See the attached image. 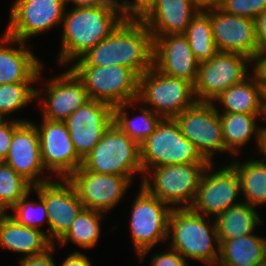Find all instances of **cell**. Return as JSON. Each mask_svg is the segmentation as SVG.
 I'll use <instances>...</instances> for the list:
<instances>
[{
    "label": "cell",
    "instance_id": "9a60e30c",
    "mask_svg": "<svg viewBox=\"0 0 266 266\" xmlns=\"http://www.w3.org/2000/svg\"><path fill=\"white\" fill-rule=\"evenodd\" d=\"M43 89L36 88V100L42 107V118L64 122L90 97L83 82L70 69L66 68L54 78L47 79ZM43 96V97H42Z\"/></svg>",
    "mask_w": 266,
    "mask_h": 266
},
{
    "label": "cell",
    "instance_id": "7a4b0ae2",
    "mask_svg": "<svg viewBox=\"0 0 266 266\" xmlns=\"http://www.w3.org/2000/svg\"><path fill=\"white\" fill-rule=\"evenodd\" d=\"M118 1L112 0L108 5L65 10L58 64L67 66L75 62L119 26L124 19Z\"/></svg>",
    "mask_w": 266,
    "mask_h": 266
},
{
    "label": "cell",
    "instance_id": "7c38bea8",
    "mask_svg": "<svg viewBox=\"0 0 266 266\" xmlns=\"http://www.w3.org/2000/svg\"><path fill=\"white\" fill-rule=\"evenodd\" d=\"M12 4L4 32L22 42L62 25L66 10L64 0H15Z\"/></svg>",
    "mask_w": 266,
    "mask_h": 266
},
{
    "label": "cell",
    "instance_id": "d6986e66",
    "mask_svg": "<svg viewBox=\"0 0 266 266\" xmlns=\"http://www.w3.org/2000/svg\"><path fill=\"white\" fill-rule=\"evenodd\" d=\"M77 155L83 160L113 122V107L90 99L65 121Z\"/></svg>",
    "mask_w": 266,
    "mask_h": 266
},
{
    "label": "cell",
    "instance_id": "b9f144b4",
    "mask_svg": "<svg viewBox=\"0 0 266 266\" xmlns=\"http://www.w3.org/2000/svg\"><path fill=\"white\" fill-rule=\"evenodd\" d=\"M255 29L259 50H266V10L255 18Z\"/></svg>",
    "mask_w": 266,
    "mask_h": 266
},
{
    "label": "cell",
    "instance_id": "7dc6e473",
    "mask_svg": "<svg viewBox=\"0 0 266 266\" xmlns=\"http://www.w3.org/2000/svg\"><path fill=\"white\" fill-rule=\"evenodd\" d=\"M256 266H266V257L261 262H259Z\"/></svg>",
    "mask_w": 266,
    "mask_h": 266
},
{
    "label": "cell",
    "instance_id": "1f68e13d",
    "mask_svg": "<svg viewBox=\"0 0 266 266\" xmlns=\"http://www.w3.org/2000/svg\"><path fill=\"white\" fill-rule=\"evenodd\" d=\"M183 34L200 63L210 60L218 53L213 39L209 9L199 10Z\"/></svg>",
    "mask_w": 266,
    "mask_h": 266
},
{
    "label": "cell",
    "instance_id": "83f0119b",
    "mask_svg": "<svg viewBox=\"0 0 266 266\" xmlns=\"http://www.w3.org/2000/svg\"><path fill=\"white\" fill-rule=\"evenodd\" d=\"M256 209L242 201L218 215L214 219L218 240L236 239L254 233L256 227L264 223Z\"/></svg>",
    "mask_w": 266,
    "mask_h": 266
},
{
    "label": "cell",
    "instance_id": "4316f807",
    "mask_svg": "<svg viewBox=\"0 0 266 266\" xmlns=\"http://www.w3.org/2000/svg\"><path fill=\"white\" fill-rule=\"evenodd\" d=\"M216 266H256L266 257V237L254 233L236 239L219 240Z\"/></svg>",
    "mask_w": 266,
    "mask_h": 266
},
{
    "label": "cell",
    "instance_id": "8fae6325",
    "mask_svg": "<svg viewBox=\"0 0 266 266\" xmlns=\"http://www.w3.org/2000/svg\"><path fill=\"white\" fill-rule=\"evenodd\" d=\"M214 165L210 163L205 169L190 207L193 211L213 219L242 202V199H238L241 188L235 169L226 164L214 172Z\"/></svg>",
    "mask_w": 266,
    "mask_h": 266
},
{
    "label": "cell",
    "instance_id": "d4e9b609",
    "mask_svg": "<svg viewBox=\"0 0 266 266\" xmlns=\"http://www.w3.org/2000/svg\"><path fill=\"white\" fill-rule=\"evenodd\" d=\"M54 244L44 230L19 224L8 213L0 215V248L23 254L19 259L40 255Z\"/></svg>",
    "mask_w": 266,
    "mask_h": 266
},
{
    "label": "cell",
    "instance_id": "d6a6232c",
    "mask_svg": "<svg viewBox=\"0 0 266 266\" xmlns=\"http://www.w3.org/2000/svg\"><path fill=\"white\" fill-rule=\"evenodd\" d=\"M43 68L44 66L40 70L37 82H16L0 85V116L2 119H6V116L18 112L36 100V87L34 85L35 83L36 85L39 84L42 80Z\"/></svg>",
    "mask_w": 266,
    "mask_h": 266
},
{
    "label": "cell",
    "instance_id": "277c9868",
    "mask_svg": "<svg viewBox=\"0 0 266 266\" xmlns=\"http://www.w3.org/2000/svg\"><path fill=\"white\" fill-rule=\"evenodd\" d=\"M209 164L193 162L151 168L140 184L172 209L190 208Z\"/></svg>",
    "mask_w": 266,
    "mask_h": 266
},
{
    "label": "cell",
    "instance_id": "bcb514c9",
    "mask_svg": "<svg viewBox=\"0 0 266 266\" xmlns=\"http://www.w3.org/2000/svg\"><path fill=\"white\" fill-rule=\"evenodd\" d=\"M259 155L261 154L263 158H260L264 161H266V127L264 126L261 129V135H260V144H259Z\"/></svg>",
    "mask_w": 266,
    "mask_h": 266
},
{
    "label": "cell",
    "instance_id": "603a6c76",
    "mask_svg": "<svg viewBox=\"0 0 266 266\" xmlns=\"http://www.w3.org/2000/svg\"><path fill=\"white\" fill-rule=\"evenodd\" d=\"M198 12L192 0H157L155 7L142 22L154 40L159 36L184 33Z\"/></svg>",
    "mask_w": 266,
    "mask_h": 266
},
{
    "label": "cell",
    "instance_id": "8d00e7d4",
    "mask_svg": "<svg viewBox=\"0 0 266 266\" xmlns=\"http://www.w3.org/2000/svg\"><path fill=\"white\" fill-rule=\"evenodd\" d=\"M157 0H123L119 3L124 20L142 21L155 7Z\"/></svg>",
    "mask_w": 266,
    "mask_h": 266
},
{
    "label": "cell",
    "instance_id": "f35d334b",
    "mask_svg": "<svg viewBox=\"0 0 266 266\" xmlns=\"http://www.w3.org/2000/svg\"><path fill=\"white\" fill-rule=\"evenodd\" d=\"M167 249L160 254L152 255L150 266H189L188 260L176 250L172 248Z\"/></svg>",
    "mask_w": 266,
    "mask_h": 266
},
{
    "label": "cell",
    "instance_id": "5bb4252c",
    "mask_svg": "<svg viewBox=\"0 0 266 266\" xmlns=\"http://www.w3.org/2000/svg\"><path fill=\"white\" fill-rule=\"evenodd\" d=\"M44 201L48 214L47 237L55 245L84 209L77 191L67 178H55L32 187Z\"/></svg>",
    "mask_w": 266,
    "mask_h": 266
},
{
    "label": "cell",
    "instance_id": "74e56055",
    "mask_svg": "<svg viewBox=\"0 0 266 266\" xmlns=\"http://www.w3.org/2000/svg\"><path fill=\"white\" fill-rule=\"evenodd\" d=\"M12 118H10V120L7 118V120L2 119L0 121V162H4L7 157L14 131L23 122L31 121L29 119H24V118L23 119H18L14 117Z\"/></svg>",
    "mask_w": 266,
    "mask_h": 266
},
{
    "label": "cell",
    "instance_id": "484cf974",
    "mask_svg": "<svg viewBox=\"0 0 266 266\" xmlns=\"http://www.w3.org/2000/svg\"><path fill=\"white\" fill-rule=\"evenodd\" d=\"M222 126V135L225 143L227 154L238 157L241 149L252 137L256 141L257 149L260 144L261 129L263 126H258V118L266 120V114H244V113H219ZM254 135V136H253Z\"/></svg>",
    "mask_w": 266,
    "mask_h": 266
},
{
    "label": "cell",
    "instance_id": "44dd1931",
    "mask_svg": "<svg viewBox=\"0 0 266 266\" xmlns=\"http://www.w3.org/2000/svg\"><path fill=\"white\" fill-rule=\"evenodd\" d=\"M199 65L200 62L183 33L168 34L154 39L153 66L161 73L187 80L194 85Z\"/></svg>",
    "mask_w": 266,
    "mask_h": 266
},
{
    "label": "cell",
    "instance_id": "7402d4cb",
    "mask_svg": "<svg viewBox=\"0 0 266 266\" xmlns=\"http://www.w3.org/2000/svg\"><path fill=\"white\" fill-rule=\"evenodd\" d=\"M1 35L0 85L16 82H37L43 66L42 61L28 48L27 42L12 38L5 32ZM15 44L18 47H15Z\"/></svg>",
    "mask_w": 266,
    "mask_h": 266
},
{
    "label": "cell",
    "instance_id": "f546056e",
    "mask_svg": "<svg viewBox=\"0 0 266 266\" xmlns=\"http://www.w3.org/2000/svg\"><path fill=\"white\" fill-rule=\"evenodd\" d=\"M229 162L235 169L240 180L243 202L251 206L266 205V162L262 159Z\"/></svg>",
    "mask_w": 266,
    "mask_h": 266
},
{
    "label": "cell",
    "instance_id": "60d3db41",
    "mask_svg": "<svg viewBox=\"0 0 266 266\" xmlns=\"http://www.w3.org/2000/svg\"><path fill=\"white\" fill-rule=\"evenodd\" d=\"M251 69L266 89V50H258Z\"/></svg>",
    "mask_w": 266,
    "mask_h": 266
},
{
    "label": "cell",
    "instance_id": "3957f363",
    "mask_svg": "<svg viewBox=\"0 0 266 266\" xmlns=\"http://www.w3.org/2000/svg\"><path fill=\"white\" fill-rule=\"evenodd\" d=\"M208 219V221H207ZM167 240L169 248L186 260H197L216 266L219 259V240L215 220L191 208H174L171 211Z\"/></svg>",
    "mask_w": 266,
    "mask_h": 266
},
{
    "label": "cell",
    "instance_id": "cb8c5ba5",
    "mask_svg": "<svg viewBox=\"0 0 266 266\" xmlns=\"http://www.w3.org/2000/svg\"><path fill=\"white\" fill-rule=\"evenodd\" d=\"M211 102L218 113L266 114V89L252 71L246 79L220 93ZM216 102L222 106V112Z\"/></svg>",
    "mask_w": 266,
    "mask_h": 266
},
{
    "label": "cell",
    "instance_id": "e575fe53",
    "mask_svg": "<svg viewBox=\"0 0 266 266\" xmlns=\"http://www.w3.org/2000/svg\"><path fill=\"white\" fill-rule=\"evenodd\" d=\"M33 192L31 190L23 198H21L18 203L11 209L13 214H9L14 220L19 224L27 227L36 228L39 230L40 226L47 222L48 224V214L47 208L44 201L38 196V201H30L29 196Z\"/></svg>",
    "mask_w": 266,
    "mask_h": 266
},
{
    "label": "cell",
    "instance_id": "52a82bcc",
    "mask_svg": "<svg viewBox=\"0 0 266 266\" xmlns=\"http://www.w3.org/2000/svg\"><path fill=\"white\" fill-rule=\"evenodd\" d=\"M130 211V236L138 261L144 258L157 244L167 241L168 222L172 208L151 195L142 185Z\"/></svg>",
    "mask_w": 266,
    "mask_h": 266
},
{
    "label": "cell",
    "instance_id": "836d02e7",
    "mask_svg": "<svg viewBox=\"0 0 266 266\" xmlns=\"http://www.w3.org/2000/svg\"><path fill=\"white\" fill-rule=\"evenodd\" d=\"M32 185L12 167L0 162V211L7 213L32 190Z\"/></svg>",
    "mask_w": 266,
    "mask_h": 266
},
{
    "label": "cell",
    "instance_id": "4dcf8cb0",
    "mask_svg": "<svg viewBox=\"0 0 266 266\" xmlns=\"http://www.w3.org/2000/svg\"><path fill=\"white\" fill-rule=\"evenodd\" d=\"M105 213L101 211L84 208L74 219L67 233L56 243L59 246H66L70 241L83 249H90L99 242L101 222Z\"/></svg>",
    "mask_w": 266,
    "mask_h": 266
},
{
    "label": "cell",
    "instance_id": "ab89813d",
    "mask_svg": "<svg viewBox=\"0 0 266 266\" xmlns=\"http://www.w3.org/2000/svg\"><path fill=\"white\" fill-rule=\"evenodd\" d=\"M53 245L49 250L40 254L19 259L20 266H56L53 253L56 251Z\"/></svg>",
    "mask_w": 266,
    "mask_h": 266
},
{
    "label": "cell",
    "instance_id": "ffe728a7",
    "mask_svg": "<svg viewBox=\"0 0 266 266\" xmlns=\"http://www.w3.org/2000/svg\"><path fill=\"white\" fill-rule=\"evenodd\" d=\"M32 186L40 185L54 178L46 174L41 159L40 140L33 121L23 122L13 133L11 145L4 161Z\"/></svg>",
    "mask_w": 266,
    "mask_h": 266
},
{
    "label": "cell",
    "instance_id": "5b68a950",
    "mask_svg": "<svg viewBox=\"0 0 266 266\" xmlns=\"http://www.w3.org/2000/svg\"><path fill=\"white\" fill-rule=\"evenodd\" d=\"M82 166L90 172L126 176L131 181L136 172L143 176L140 145L113 122L104 131L99 143L83 159Z\"/></svg>",
    "mask_w": 266,
    "mask_h": 266
},
{
    "label": "cell",
    "instance_id": "6da1fadb",
    "mask_svg": "<svg viewBox=\"0 0 266 266\" xmlns=\"http://www.w3.org/2000/svg\"><path fill=\"white\" fill-rule=\"evenodd\" d=\"M154 40L142 21L123 20L104 40L71 66L121 65L138 76L153 67Z\"/></svg>",
    "mask_w": 266,
    "mask_h": 266
},
{
    "label": "cell",
    "instance_id": "e0dca14e",
    "mask_svg": "<svg viewBox=\"0 0 266 266\" xmlns=\"http://www.w3.org/2000/svg\"><path fill=\"white\" fill-rule=\"evenodd\" d=\"M36 128L39 134L41 159L48 174L68 178L83 160L77 155L65 122L42 118ZM52 171V173H51ZM54 174V175H53Z\"/></svg>",
    "mask_w": 266,
    "mask_h": 266
},
{
    "label": "cell",
    "instance_id": "9c48e42d",
    "mask_svg": "<svg viewBox=\"0 0 266 266\" xmlns=\"http://www.w3.org/2000/svg\"><path fill=\"white\" fill-rule=\"evenodd\" d=\"M83 82L90 99L112 107L138 99L139 76L121 65L70 66Z\"/></svg>",
    "mask_w": 266,
    "mask_h": 266
},
{
    "label": "cell",
    "instance_id": "f6af8a7d",
    "mask_svg": "<svg viewBox=\"0 0 266 266\" xmlns=\"http://www.w3.org/2000/svg\"><path fill=\"white\" fill-rule=\"evenodd\" d=\"M199 10H208L220 7L223 0H192Z\"/></svg>",
    "mask_w": 266,
    "mask_h": 266
},
{
    "label": "cell",
    "instance_id": "f1b7e54d",
    "mask_svg": "<svg viewBox=\"0 0 266 266\" xmlns=\"http://www.w3.org/2000/svg\"><path fill=\"white\" fill-rule=\"evenodd\" d=\"M137 104H140V114L130 118L128 109L136 107ZM161 119L159 114L154 113L146 106L143 107L138 100L113 107V123L139 145L153 134Z\"/></svg>",
    "mask_w": 266,
    "mask_h": 266
},
{
    "label": "cell",
    "instance_id": "ba28073f",
    "mask_svg": "<svg viewBox=\"0 0 266 266\" xmlns=\"http://www.w3.org/2000/svg\"><path fill=\"white\" fill-rule=\"evenodd\" d=\"M137 100L162 118H174L197 102L192 83L163 74L154 66L139 76Z\"/></svg>",
    "mask_w": 266,
    "mask_h": 266
},
{
    "label": "cell",
    "instance_id": "ee69618b",
    "mask_svg": "<svg viewBox=\"0 0 266 266\" xmlns=\"http://www.w3.org/2000/svg\"><path fill=\"white\" fill-rule=\"evenodd\" d=\"M65 5L72 4V7L86 8L108 5L112 0H64Z\"/></svg>",
    "mask_w": 266,
    "mask_h": 266
},
{
    "label": "cell",
    "instance_id": "4fadbf2b",
    "mask_svg": "<svg viewBox=\"0 0 266 266\" xmlns=\"http://www.w3.org/2000/svg\"><path fill=\"white\" fill-rule=\"evenodd\" d=\"M185 138L210 163L217 152H226L221 119L212 102H196L174 117ZM213 159V160H212Z\"/></svg>",
    "mask_w": 266,
    "mask_h": 266
},
{
    "label": "cell",
    "instance_id": "7bdbcfd3",
    "mask_svg": "<svg viewBox=\"0 0 266 266\" xmlns=\"http://www.w3.org/2000/svg\"><path fill=\"white\" fill-rule=\"evenodd\" d=\"M60 266H93L88 256L74 249L72 253L63 259Z\"/></svg>",
    "mask_w": 266,
    "mask_h": 266
},
{
    "label": "cell",
    "instance_id": "d590c367",
    "mask_svg": "<svg viewBox=\"0 0 266 266\" xmlns=\"http://www.w3.org/2000/svg\"><path fill=\"white\" fill-rule=\"evenodd\" d=\"M220 8L226 13L255 20L266 10V0H223Z\"/></svg>",
    "mask_w": 266,
    "mask_h": 266
},
{
    "label": "cell",
    "instance_id": "8992f818",
    "mask_svg": "<svg viewBox=\"0 0 266 266\" xmlns=\"http://www.w3.org/2000/svg\"><path fill=\"white\" fill-rule=\"evenodd\" d=\"M140 160L143 176L159 166L210 163L183 136L174 118H162L153 134L140 144Z\"/></svg>",
    "mask_w": 266,
    "mask_h": 266
},
{
    "label": "cell",
    "instance_id": "30bf717a",
    "mask_svg": "<svg viewBox=\"0 0 266 266\" xmlns=\"http://www.w3.org/2000/svg\"><path fill=\"white\" fill-rule=\"evenodd\" d=\"M249 65V66H248ZM253 66L249 57L228 52H218L213 58L199 65L194 95L197 102H211L220 93L246 79Z\"/></svg>",
    "mask_w": 266,
    "mask_h": 266
},
{
    "label": "cell",
    "instance_id": "ac0fdd59",
    "mask_svg": "<svg viewBox=\"0 0 266 266\" xmlns=\"http://www.w3.org/2000/svg\"><path fill=\"white\" fill-rule=\"evenodd\" d=\"M212 33L218 52L238 53L254 60L258 53L255 20L232 15L220 7L209 9Z\"/></svg>",
    "mask_w": 266,
    "mask_h": 266
},
{
    "label": "cell",
    "instance_id": "2e32d148",
    "mask_svg": "<svg viewBox=\"0 0 266 266\" xmlns=\"http://www.w3.org/2000/svg\"><path fill=\"white\" fill-rule=\"evenodd\" d=\"M67 179L77 191L84 208L106 214L124 198L133 182L126 176L90 172L83 166Z\"/></svg>",
    "mask_w": 266,
    "mask_h": 266
}]
</instances>
